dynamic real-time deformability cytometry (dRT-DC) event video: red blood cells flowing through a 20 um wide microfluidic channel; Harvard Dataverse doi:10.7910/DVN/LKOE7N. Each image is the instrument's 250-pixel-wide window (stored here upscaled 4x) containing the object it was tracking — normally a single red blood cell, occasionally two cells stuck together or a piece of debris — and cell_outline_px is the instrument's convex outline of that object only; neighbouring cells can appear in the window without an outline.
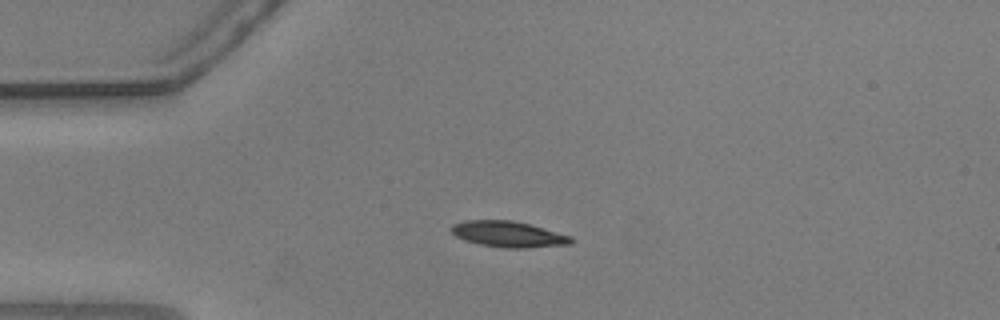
{"species": "common noctule bat (a hibernating species)", "species_latin": "Nyctalus noctula", "temperature_condition": "warm", "stored_images_in_passage": 11, "camera_frame_rate_fps": 3000, "um_per_image_px": 0.085, "animal": {"sex": "male", "body_mass_g": 20.5, "forearm_length_mm": 52.5}, "frame": {"image": 1, "passage_image": 1, "time_ms": 0.0, "image_size_px": [1000, 320], "cell_outline_px": [[576, 240], [572, 244], [524, 248], [504, 248], [480, 244], [464, 240], [456, 236], [452, 232], [452, 224], [464, 220], [512, 220], [528, 224], [572, 236]], "centroid_in_image_um": [43.24, 19.91], "position_along_channel_um": 41.8, "area_um2": 18.09}}
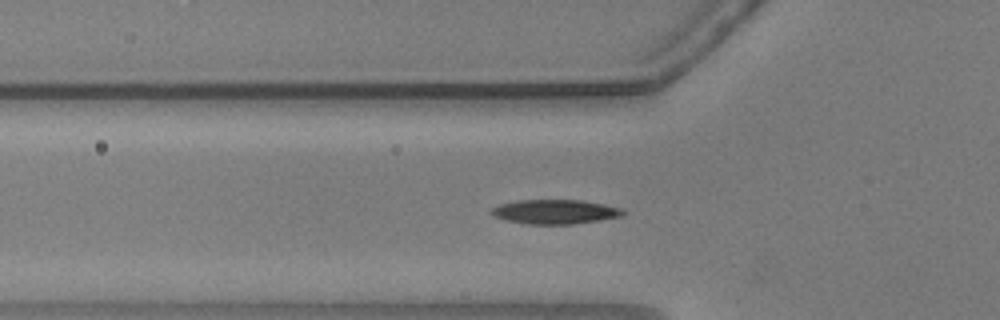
{"frame": {"image": 2, "passage_image": 6, "time_ms": 1.667, "image_size_px": [1000, 320], "cell_outline_px": [[624, 212], [620, 216], [600, 220], [572, 224], [528, 224], [508, 220], [492, 216], [492, 208], [500, 204], [516, 200], [584, 200], [624, 208]], "centroid_in_image_um": [47.19, 17.99], "position_along_channel_um": 78.6, "area_um2": 18.61}}
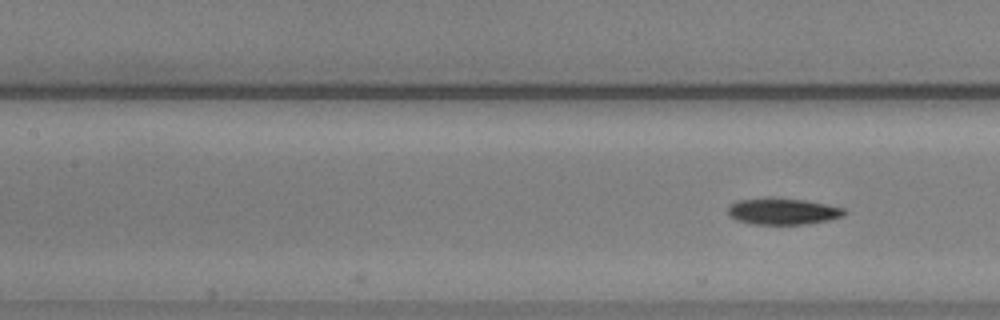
{"frame": {"image": 3, "passage_image": 11, "time_ms": 3.333, "image_size_px": [1000, 320], "cell_outline_px": [[848, 212], [844, 216], [828, 220], [808, 224], [752, 224], [736, 220], [728, 216], [728, 208], [736, 200], [804, 200], [844, 208]], "centroid_in_image_um": [66.57, 18.01], "position_along_channel_um": 140.8, "area_um2": 17.28}}